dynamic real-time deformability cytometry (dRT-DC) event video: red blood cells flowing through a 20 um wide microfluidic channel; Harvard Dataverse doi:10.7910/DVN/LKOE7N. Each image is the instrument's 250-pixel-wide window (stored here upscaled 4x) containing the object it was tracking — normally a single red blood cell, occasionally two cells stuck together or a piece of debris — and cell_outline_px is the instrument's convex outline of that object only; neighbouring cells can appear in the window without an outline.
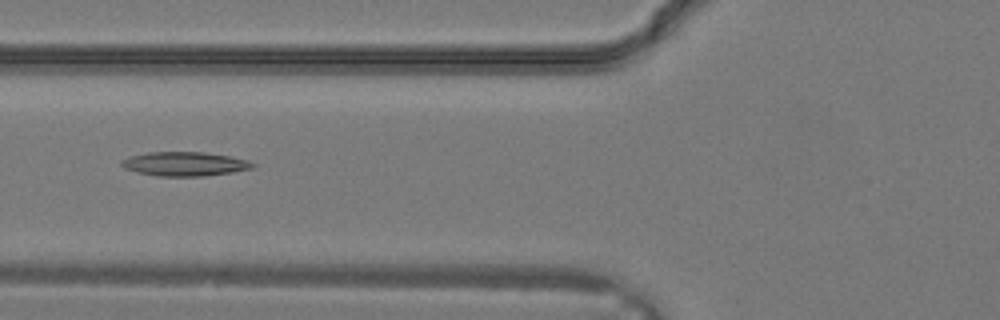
{"species": "common noctule bat (a hibernating species)", "species_latin": "Nyctalus noctula", "temperature_condition": "warm", "stored_images_in_passage": 32, "camera_frame_rate_fps": 3000, "um_per_image_px": 0.085, "animal": {"sex": "male", "body_mass_g": 19.2, "forearm_length_mm": 51.8}, "frame": {"image": 1, "passage_image": 13, "time_ms": 4.0, "image_size_px": [1000, 320], "cell_outline_px": [[256, 164], [252, 168], [232, 172], [204, 176], [156, 176], [136, 172], [124, 168], [120, 164], [120, 160], [128, 156], [148, 152], [204, 152], [232, 156], [248, 160]], "centroid_in_image_um": [15.67, 13.93], "position_along_channel_um": 110.1, "area_um2": 18.61}}
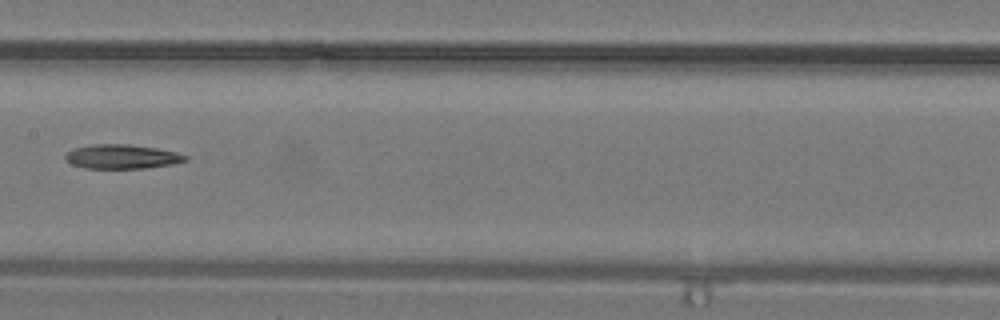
{"frame": {"image": 2, "passage_image": 17, "time_ms": 5.333, "image_size_px": [1000, 320], "cell_outline_px": [[188, 160], [176, 164], [148, 168], [84, 168], [72, 164], [64, 160], [64, 156], [68, 152], [76, 148], [92, 144], [128, 144], [156, 148], [176, 152], [188, 156]], "centroid_in_image_um": [10.39, 13.32], "position_along_channel_um": 197.0, "area_um2": 17.05}}
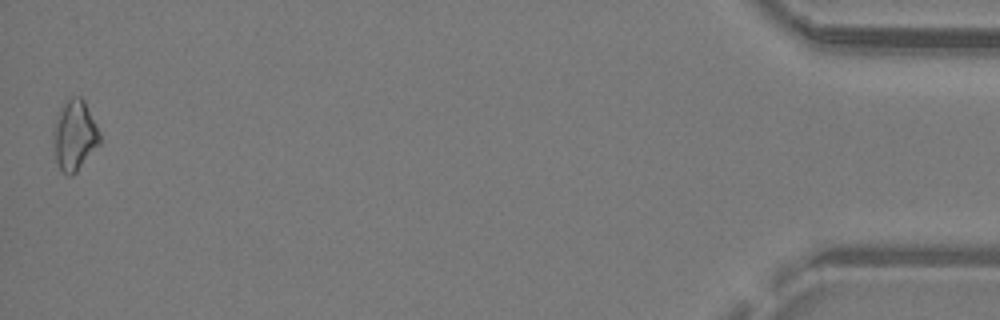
{"frame": {"image": 3, "passage_image": 32, "time_ms": 10.333, "image_size_px": [1000, 320], "cell_outline_px": [[100, 144], [76, 172], [72, 176], [68, 176], [60, 168], [56, 160], [52, 140], [52, 132], [60, 108], [72, 96], [80, 96], [84, 100], [100, 132]], "centroid_in_image_um": [6.33, 11.51], "position_along_channel_um": 428.9, "area_um2": 18.96}}